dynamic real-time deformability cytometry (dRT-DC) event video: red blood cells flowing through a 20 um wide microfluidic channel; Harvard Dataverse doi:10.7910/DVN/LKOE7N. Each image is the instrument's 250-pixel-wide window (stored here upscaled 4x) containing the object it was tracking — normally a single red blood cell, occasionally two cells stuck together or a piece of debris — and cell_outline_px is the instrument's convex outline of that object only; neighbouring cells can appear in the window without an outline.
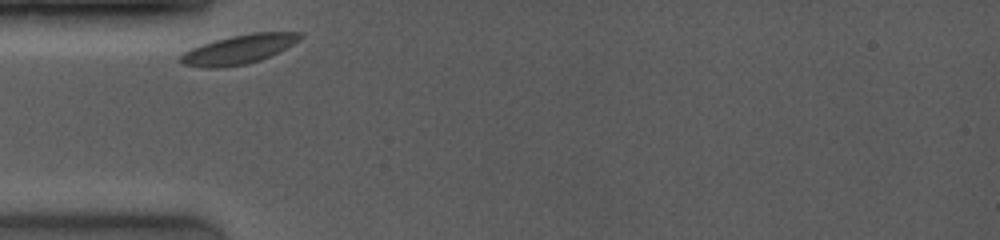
{"species": "common noctule bat (a hibernating species)", "species_latin": "Nyctalus noctula", "temperature_condition": "room temperature", "stored_images_in_passage": 27, "camera_frame_rate_fps": 4000, "um_per_image_px": 0.085, "animal": {"sex": "female", "body_mass_g": 19.0, "forearm_length_mm": 53.3}, "frame": {"image": 1, "passage_image": 1, "time_ms": 0.0, "image_size_px": [1000, 240], "cell_outline_px": [[304, 36], [292, 44], [260, 60], [244, 64], [216, 68], [204, 68], [180, 64], [180, 56], [184, 52], [192, 48], [216, 40], [232, 36], [252, 32], [304, 32]], "centroid_in_image_um": [20.28, 4.19], "position_along_channel_um": 64.7, "area_um2": 19.94}}
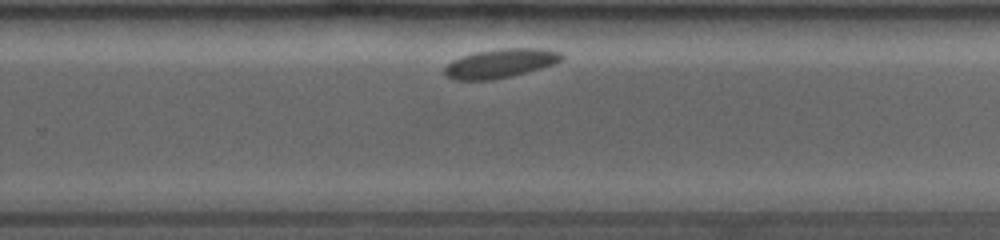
{"frame": {"image": 2, "passage_image": 22, "time_ms": 6.25, "image_size_px": [1000, 240], "cell_outline_px": [[564, 56], [556, 64], [512, 76], [492, 80], [452, 80], [444, 76], [444, 64], [460, 56], [476, 52], [500, 48], [544, 48], [560, 52]], "centroid_in_image_um": [42.49, 5.39], "position_along_channel_um": 287.3, "area_um2": 20.17}}
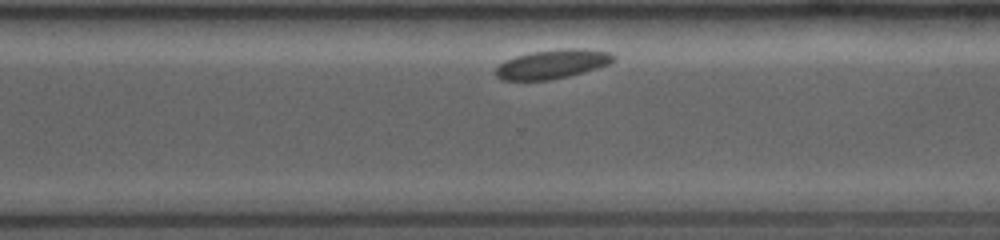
{"frame": {"image": 3, "passage_image": 26, "time_ms": 7.25, "image_size_px": [1000, 240], "cell_outline_px": [[616, 60], [608, 64], [584, 72], [568, 76], [548, 80], [500, 80], [496, 76], [496, 68], [500, 64], [516, 56], [532, 52], [560, 48], [584, 48], [608, 52], [616, 56]], "centroid_in_image_um": [46.98, 5.44], "position_along_channel_um": 323.6, "area_um2": 19.88}}